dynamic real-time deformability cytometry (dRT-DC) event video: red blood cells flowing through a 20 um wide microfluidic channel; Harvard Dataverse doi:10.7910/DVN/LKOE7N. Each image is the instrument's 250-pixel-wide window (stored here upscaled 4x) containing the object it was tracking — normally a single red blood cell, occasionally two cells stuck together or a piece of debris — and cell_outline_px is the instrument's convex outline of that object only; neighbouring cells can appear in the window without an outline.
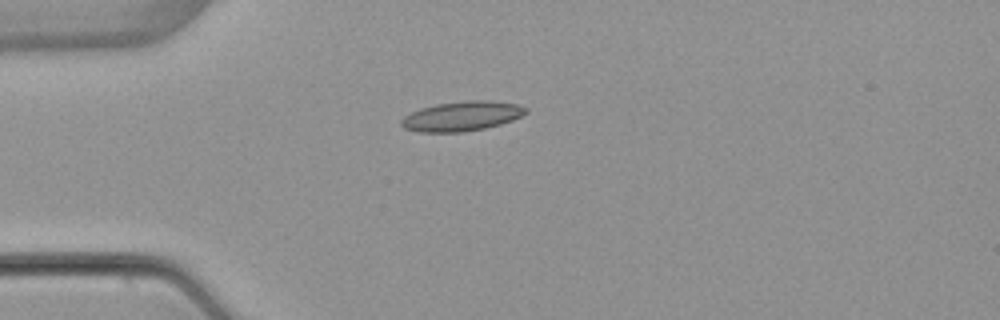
{"species": "common noctule bat (a hibernating species)", "species_latin": "Nyctalus noctula", "temperature_condition": "warm", "stored_images_in_passage": 6, "camera_frame_rate_fps": 3000, "um_per_image_px": 0.085, "animal": {"sex": "female", "body_mass_g": 22.7, "forearm_length_mm": 54.2}, "frame": {"image": 1, "passage_image": 4, "time_ms": 3.667, "image_size_px": [1000, 320], "cell_outline_px": [[528, 112], [512, 120], [500, 124], [484, 128], [464, 132], [416, 132], [404, 128], [400, 124], [400, 120], [404, 116], [420, 108], [436, 104], [464, 100], [492, 100], [516, 104], [528, 108]], "centroid_in_image_um": [39.24, 9.87], "position_along_channel_um": 45.8, "area_um2": 21.68}}
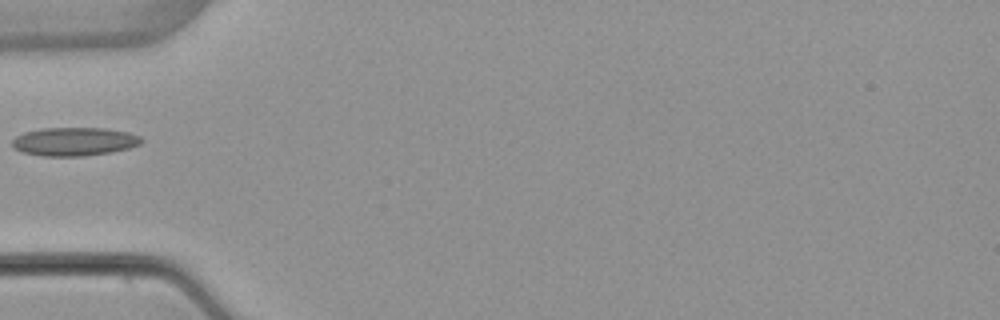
{"frame": {"image": 2, "passage_image": 5, "time_ms": 5.0, "image_size_px": [1000, 320], "cell_outline_px": [[144, 140], [140, 144], [128, 148], [112, 152], [84, 156], [40, 156], [24, 152], [12, 148], [12, 140], [16, 136], [24, 132], [44, 128], [104, 128], [128, 132], [140, 136]], "centroid_in_image_um": [6.31, 12.03], "position_along_channel_um": 78.7, "area_um2": 21.5}}
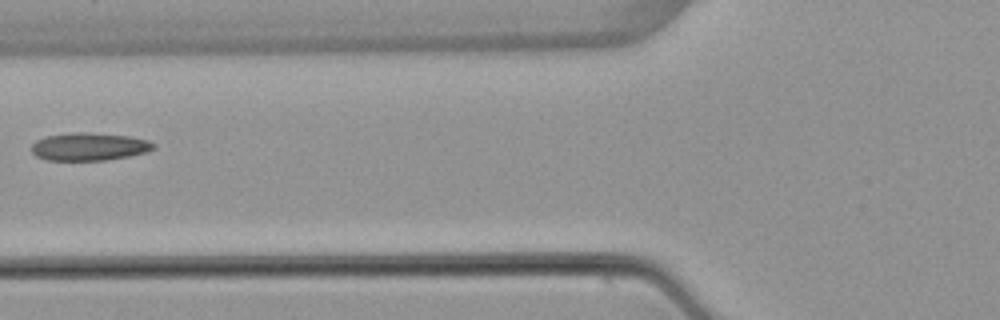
{"frame": {"image": 3, "passage_image": 6, "time_ms": 6.0, "image_size_px": [1000, 320], "cell_outline_px": [[156, 148], [148, 152], [108, 160], [48, 160], [36, 156], [32, 152], [32, 144], [36, 140], [44, 136], [72, 132], [84, 132], [128, 136], [148, 140], [156, 144]], "centroid_in_image_um": [7.59, 12.46], "position_along_channel_um": 118.2, "area_um2": 19.88}}